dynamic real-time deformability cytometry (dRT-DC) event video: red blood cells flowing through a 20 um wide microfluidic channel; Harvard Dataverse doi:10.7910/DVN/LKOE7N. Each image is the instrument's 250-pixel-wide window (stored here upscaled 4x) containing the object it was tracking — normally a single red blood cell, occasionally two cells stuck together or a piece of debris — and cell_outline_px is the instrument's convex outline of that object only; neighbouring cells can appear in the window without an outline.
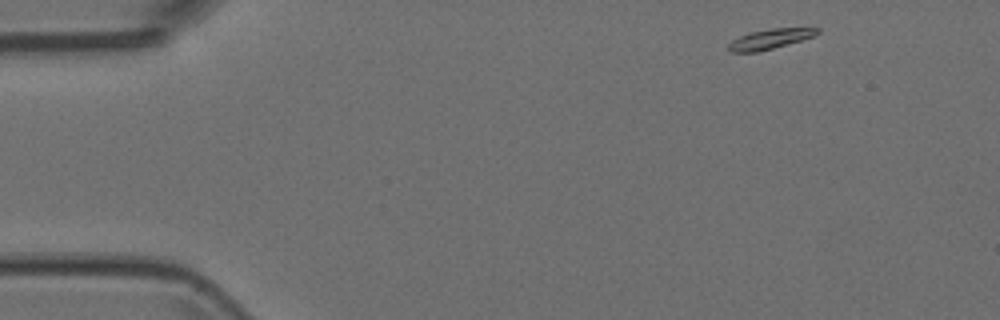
{"species": "Egyptian fruit bat (a non-hibernating species)", "species_latin": "Rousettus aegyptiacus", "temperature_condition": "room temperature", "stored_images_in_passage": 5, "camera_frame_rate_fps": 3000, "um_per_image_px": 0.085, "animal": {"sex": "female"}, "frame": {"image": 1, "passage_image": 1, "time_ms": 0.0, "image_size_px": [1000, 320], "cell_outline_px": [[820, 32], [812, 36], [800, 40], [772, 48], [756, 52], [728, 52], [728, 44], [732, 40], [740, 36], [752, 32], [772, 28], [820, 28]], "centroid_in_image_um": [65.41, 3.31], "position_along_channel_um": 19.6, "area_um2": 10.06}}
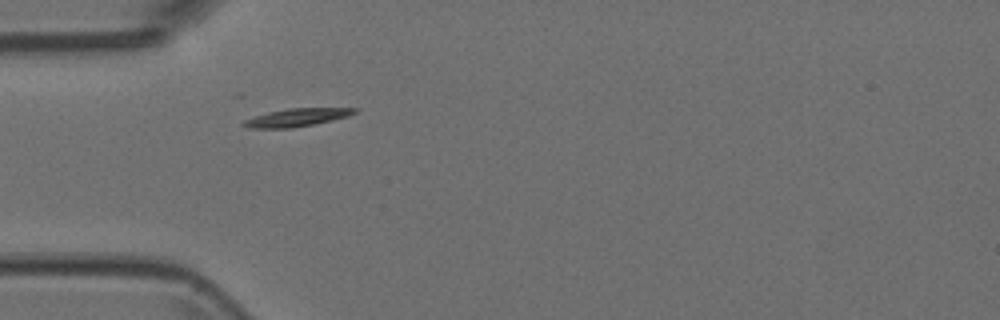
{"frame": {"image": 2, "passage_image": 4, "time_ms": 1.0, "image_size_px": [1000, 320], "cell_outline_px": [[360, 108], [356, 112], [348, 116], [332, 120], [292, 128], [252, 128], [240, 124], [244, 120], [268, 112], [288, 108]], "centroid_in_image_um": [25.23, 9.98], "position_along_channel_um": 59.8, "area_um2": 11.44}}
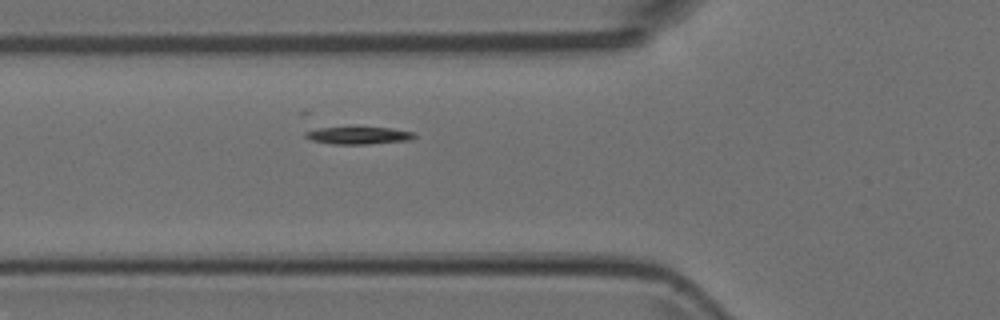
{"frame": {"image": 3, "passage_image": 5, "time_ms": 1.333, "image_size_px": [1000, 320], "cell_outline_px": [[416, 136], [412, 140], [368, 144], [332, 144], [312, 140], [304, 136], [304, 132], [320, 128], [392, 128], [416, 132]], "centroid_in_image_um": [30.54, 11.52], "position_along_channel_um": 95.3, "area_um2": 10.92}}